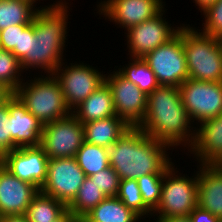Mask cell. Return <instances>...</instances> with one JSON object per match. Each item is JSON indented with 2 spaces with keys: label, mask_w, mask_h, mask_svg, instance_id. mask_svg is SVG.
<instances>
[{
  "label": "cell",
  "mask_w": 222,
  "mask_h": 222,
  "mask_svg": "<svg viewBox=\"0 0 222 222\" xmlns=\"http://www.w3.org/2000/svg\"><path fill=\"white\" fill-rule=\"evenodd\" d=\"M172 151L190 148L195 137V126L181 101L178 87L159 85L147 95L145 118L138 126Z\"/></svg>",
  "instance_id": "6da1fadb"
},
{
  "label": "cell",
  "mask_w": 222,
  "mask_h": 222,
  "mask_svg": "<svg viewBox=\"0 0 222 222\" xmlns=\"http://www.w3.org/2000/svg\"><path fill=\"white\" fill-rule=\"evenodd\" d=\"M106 150L110 166L120 180L138 179L147 174H165L175 161L170 157L172 149L168 145L158 142L138 127H131Z\"/></svg>",
  "instance_id": "7a4b0ae2"
},
{
  "label": "cell",
  "mask_w": 222,
  "mask_h": 222,
  "mask_svg": "<svg viewBox=\"0 0 222 222\" xmlns=\"http://www.w3.org/2000/svg\"><path fill=\"white\" fill-rule=\"evenodd\" d=\"M68 1L57 0L52 6L36 11L31 22L34 25L31 71H40L41 75L53 74L66 60L63 54L68 46L67 36H70L68 17L72 16L69 15L72 9Z\"/></svg>",
  "instance_id": "3957f363"
},
{
  "label": "cell",
  "mask_w": 222,
  "mask_h": 222,
  "mask_svg": "<svg viewBox=\"0 0 222 222\" xmlns=\"http://www.w3.org/2000/svg\"><path fill=\"white\" fill-rule=\"evenodd\" d=\"M36 76L33 79L27 76L28 79L25 78L13 94L42 125L69 116L71 110L66 105L61 85L54 74L39 73Z\"/></svg>",
  "instance_id": "277c9868"
},
{
  "label": "cell",
  "mask_w": 222,
  "mask_h": 222,
  "mask_svg": "<svg viewBox=\"0 0 222 222\" xmlns=\"http://www.w3.org/2000/svg\"><path fill=\"white\" fill-rule=\"evenodd\" d=\"M183 49L190 79L222 82V39L183 24Z\"/></svg>",
  "instance_id": "5b68a950"
},
{
  "label": "cell",
  "mask_w": 222,
  "mask_h": 222,
  "mask_svg": "<svg viewBox=\"0 0 222 222\" xmlns=\"http://www.w3.org/2000/svg\"><path fill=\"white\" fill-rule=\"evenodd\" d=\"M175 165L165 171L160 201L152 218L188 216L198 205V166L189 177Z\"/></svg>",
  "instance_id": "8992f818"
},
{
  "label": "cell",
  "mask_w": 222,
  "mask_h": 222,
  "mask_svg": "<svg viewBox=\"0 0 222 222\" xmlns=\"http://www.w3.org/2000/svg\"><path fill=\"white\" fill-rule=\"evenodd\" d=\"M65 61L53 74L61 85L67 107L72 111L105 82L106 71L103 73L85 61Z\"/></svg>",
  "instance_id": "52a82bcc"
},
{
  "label": "cell",
  "mask_w": 222,
  "mask_h": 222,
  "mask_svg": "<svg viewBox=\"0 0 222 222\" xmlns=\"http://www.w3.org/2000/svg\"><path fill=\"white\" fill-rule=\"evenodd\" d=\"M160 85L179 87L189 78L183 49V23L169 42L143 57Z\"/></svg>",
  "instance_id": "ba28073f"
},
{
  "label": "cell",
  "mask_w": 222,
  "mask_h": 222,
  "mask_svg": "<svg viewBox=\"0 0 222 222\" xmlns=\"http://www.w3.org/2000/svg\"><path fill=\"white\" fill-rule=\"evenodd\" d=\"M178 89L183 106L195 127L222 114V82L188 78Z\"/></svg>",
  "instance_id": "9c48e42d"
},
{
  "label": "cell",
  "mask_w": 222,
  "mask_h": 222,
  "mask_svg": "<svg viewBox=\"0 0 222 222\" xmlns=\"http://www.w3.org/2000/svg\"><path fill=\"white\" fill-rule=\"evenodd\" d=\"M166 10L164 7L156 16L124 31L128 58H143L178 34L181 24L178 26L166 21Z\"/></svg>",
  "instance_id": "30bf717a"
},
{
  "label": "cell",
  "mask_w": 222,
  "mask_h": 222,
  "mask_svg": "<svg viewBox=\"0 0 222 222\" xmlns=\"http://www.w3.org/2000/svg\"><path fill=\"white\" fill-rule=\"evenodd\" d=\"M83 142V124L72 113L43 125L40 146L49 159L75 157Z\"/></svg>",
  "instance_id": "8fae6325"
},
{
  "label": "cell",
  "mask_w": 222,
  "mask_h": 222,
  "mask_svg": "<svg viewBox=\"0 0 222 222\" xmlns=\"http://www.w3.org/2000/svg\"><path fill=\"white\" fill-rule=\"evenodd\" d=\"M85 178L75 157L49 159L46 180L40 191L68 206Z\"/></svg>",
  "instance_id": "7c38bea8"
},
{
  "label": "cell",
  "mask_w": 222,
  "mask_h": 222,
  "mask_svg": "<svg viewBox=\"0 0 222 222\" xmlns=\"http://www.w3.org/2000/svg\"><path fill=\"white\" fill-rule=\"evenodd\" d=\"M105 82L112 92L116 115L130 127H138L145 118L147 95L115 68L106 72Z\"/></svg>",
  "instance_id": "4fadbf2b"
},
{
  "label": "cell",
  "mask_w": 222,
  "mask_h": 222,
  "mask_svg": "<svg viewBox=\"0 0 222 222\" xmlns=\"http://www.w3.org/2000/svg\"><path fill=\"white\" fill-rule=\"evenodd\" d=\"M165 6V0H101L94 10L100 19L102 16L127 31L156 16Z\"/></svg>",
  "instance_id": "5bb4252c"
},
{
  "label": "cell",
  "mask_w": 222,
  "mask_h": 222,
  "mask_svg": "<svg viewBox=\"0 0 222 222\" xmlns=\"http://www.w3.org/2000/svg\"><path fill=\"white\" fill-rule=\"evenodd\" d=\"M49 158L41 146L19 147L4 154L0 163L22 181L39 191L47 176Z\"/></svg>",
  "instance_id": "9a60e30c"
},
{
  "label": "cell",
  "mask_w": 222,
  "mask_h": 222,
  "mask_svg": "<svg viewBox=\"0 0 222 222\" xmlns=\"http://www.w3.org/2000/svg\"><path fill=\"white\" fill-rule=\"evenodd\" d=\"M9 111L8 127L11 134V151L19 147L40 146L43 125L12 94L6 100Z\"/></svg>",
  "instance_id": "2e32d148"
},
{
  "label": "cell",
  "mask_w": 222,
  "mask_h": 222,
  "mask_svg": "<svg viewBox=\"0 0 222 222\" xmlns=\"http://www.w3.org/2000/svg\"><path fill=\"white\" fill-rule=\"evenodd\" d=\"M39 190L13 175L0 163V217L24 215Z\"/></svg>",
  "instance_id": "e0dca14e"
},
{
  "label": "cell",
  "mask_w": 222,
  "mask_h": 222,
  "mask_svg": "<svg viewBox=\"0 0 222 222\" xmlns=\"http://www.w3.org/2000/svg\"><path fill=\"white\" fill-rule=\"evenodd\" d=\"M189 156L197 164H219L222 162V114L207 119L195 127V137L188 149Z\"/></svg>",
  "instance_id": "ac0fdd59"
},
{
  "label": "cell",
  "mask_w": 222,
  "mask_h": 222,
  "mask_svg": "<svg viewBox=\"0 0 222 222\" xmlns=\"http://www.w3.org/2000/svg\"><path fill=\"white\" fill-rule=\"evenodd\" d=\"M198 165V206L222 218V167L219 164Z\"/></svg>",
  "instance_id": "d6986e66"
},
{
  "label": "cell",
  "mask_w": 222,
  "mask_h": 222,
  "mask_svg": "<svg viewBox=\"0 0 222 222\" xmlns=\"http://www.w3.org/2000/svg\"><path fill=\"white\" fill-rule=\"evenodd\" d=\"M71 113L81 124L116 116L112 92L106 82L75 107Z\"/></svg>",
  "instance_id": "ffe728a7"
},
{
  "label": "cell",
  "mask_w": 222,
  "mask_h": 222,
  "mask_svg": "<svg viewBox=\"0 0 222 222\" xmlns=\"http://www.w3.org/2000/svg\"><path fill=\"white\" fill-rule=\"evenodd\" d=\"M131 127L120 117L111 116L83 124L84 141L107 148Z\"/></svg>",
  "instance_id": "44dd1931"
},
{
  "label": "cell",
  "mask_w": 222,
  "mask_h": 222,
  "mask_svg": "<svg viewBox=\"0 0 222 222\" xmlns=\"http://www.w3.org/2000/svg\"><path fill=\"white\" fill-rule=\"evenodd\" d=\"M84 218L89 222H144V219L126 207L118 197H106Z\"/></svg>",
  "instance_id": "7402d4cb"
},
{
  "label": "cell",
  "mask_w": 222,
  "mask_h": 222,
  "mask_svg": "<svg viewBox=\"0 0 222 222\" xmlns=\"http://www.w3.org/2000/svg\"><path fill=\"white\" fill-rule=\"evenodd\" d=\"M67 210L65 204L39 191L24 215L28 222H54Z\"/></svg>",
  "instance_id": "603a6c76"
},
{
  "label": "cell",
  "mask_w": 222,
  "mask_h": 222,
  "mask_svg": "<svg viewBox=\"0 0 222 222\" xmlns=\"http://www.w3.org/2000/svg\"><path fill=\"white\" fill-rule=\"evenodd\" d=\"M38 9L25 0H0V30L13 25H29Z\"/></svg>",
  "instance_id": "cb8c5ba5"
},
{
  "label": "cell",
  "mask_w": 222,
  "mask_h": 222,
  "mask_svg": "<svg viewBox=\"0 0 222 222\" xmlns=\"http://www.w3.org/2000/svg\"><path fill=\"white\" fill-rule=\"evenodd\" d=\"M130 59L127 65H122L116 70L127 80L131 81L146 95L150 94L160 84L158 83L153 71L143 60V58H128ZM118 68V69H117Z\"/></svg>",
  "instance_id": "d4e9b609"
},
{
  "label": "cell",
  "mask_w": 222,
  "mask_h": 222,
  "mask_svg": "<svg viewBox=\"0 0 222 222\" xmlns=\"http://www.w3.org/2000/svg\"><path fill=\"white\" fill-rule=\"evenodd\" d=\"M106 197L94 181L86 177L67 209L76 217H84Z\"/></svg>",
  "instance_id": "484cf974"
},
{
  "label": "cell",
  "mask_w": 222,
  "mask_h": 222,
  "mask_svg": "<svg viewBox=\"0 0 222 222\" xmlns=\"http://www.w3.org/2000/svg\"><path fill=\"white\" fill-rule=\"evenodd\" d=\"M75 158L86 177L110 167L106 148L86 141L83 142L81 148L77 151Z\"/></svg>",
  "instance_id": "4316f807"
},
{
  "label": "cell",
  "mask_w": 222,
  "mask_h": 222,
  "mask_svg": "<svg viewBox=\"0 0 222 222\" xmlns=\"http://www.w3.org/2000/svg\"><path fill=\"white\" fill-rule=\"evenodd\" d=\"M117 197L142 219L148 218L150 220L152 217V210L143 202L137 179L120 180Z\"/></svg>",
  "instance_id": "83f0119b"
},
{
  "label": "cell",
  "mask_w": 222,
  "mask_h": 222,
  "mask_svg": "<svg viewBox=\"0 0 222 222\" xmlns=\"http://www.w3.org/2000/svg\"><path fill=\"white\" fill-rule=\"evenodd\" d=\"M22 74L25 75L12 52L0 49V83L13 93L26 78Z\"/></svg>",
  "instance_id": "f1b7e54d"
},
{
  "label": "cell",
  "mask_w": 222,
  "mask_h": 222,
  "mask_svg": "<svg viewBox=\"0 0 222 222\" xmlns=\"http://www.w3.org/2000/svg\"><path fill=\"white\" fill-rule=\"evenodd\" d=\"M164 174H147L137 179L143 202L153 211L161 197Z\"/></svg>",
  "instance_id": "f546056e"
},
{
  "label": "cell",
  "mask_w": 222,
  "mask_h": 222,
  "mask_svg": "<svg viewBox=\"0 0 222 222\" xmlns=\"http://www.w3.org/2000/svg\"><path fill=\"white\" fill-rule=\"evenodd\" d=\"M34 25L30 23L24 30H19L18 47H15L12 54L19 60L25 72L31 70V56L33 47ZM30 69V70H29Z\"/></svg>",
  "instance_id": "4dcf8cb0"
},
{
  "label": "cell",
  "mask_w": 222,
  "mask_h": 222,
  "mask_svg": "<svg viewBox=\"0 0 222 222\" xmlns=\"http://www.w3.org/2000/svg\"><path fill=\"white\" fill-rule=\"evenodd\" d=\"M201 13L203 15V27L199 30L205 34L222 39V0L216 1Z\"/></svg>",
  "instance_id": "1f68e13d"
},
{
  "label": "cell",
  "mask_w": 222,
  "mask_h": 222,
  "mask_svg": "<svg viewBox=\"0 0 222 222\" xmlns=\"http://www.w3.org/2000/svg\"><path fill=\"white\" fill-rule=\"evenodd\" d=\"M89 178L91 179V181H94L98 188L107 197H117L120 185V178L111 166L89 176Z\"/></svg>",
  "instance_id": "d6a6232c"
},
{
  "label": "cell",
  "mask_w": 222,
  "mask_h": 222,
  "mask_svg": "<svg viewBox=\"0 0 222 222\" xmlns=\"http://www.w3.org/2000/svg\"><path fill=\"white\" fill-rule=\"evenodd\" d=\"M9 111L6 101L0 106V158L11 151V134L8 127Z\"/></svg>",
  "instance_id": "836d02e7"
},
{
  "label": "cell",
  "mask_w": 222,
  "mask_h": 222,
  "mask_svg": "<svg viewBox=\"0 0 222 222\" xmlns=\"http://www.w3.org/2000/svg\"><path fill=\"white\" fill-rule=\"evenodd\" d=\"M28 25H13L0 30L1 48L7 51H13L18 47L19 30H24Z\"/></svg>",
  "instance_id": "e575fe53"
},
{
  "label": "cell",
  "mask_w": 222,
  "mask_h": 222,
  "mask_svg": "<svg viewBox=\"0 0 222 222\" xmlns=\"http://www.w3.org/2000/svg\"><path fill=\"white\" fill-rule=\"evenodd\" d=\"M191 222H220V218L211 214L209 211L200 208L198 205L188 215Z\"/></svg>",
  "instance_id": "d590c367"
},
{
  "label": "cell",
  "mask_w": 222,
  "mask_h": 222,
  "mask_svg": "<svg viewBox=\"0 0 222 222\" xmlns=\"http://www.w3.org/2000/svg\"><path fill=\"white\" fill-rule=\"evenodd\" d=\"M153 221L154 222H191L189 216L154 218Z\"/></svg>",
  "instance_id": "8d00e7d4"
},
{
  "label": "cell",
  "mask_w": 222,
  "mask_h": 222,
  "mask_svg": "<svg viewBox=\"0 0 222 222\" xmlns=\"http://www.w3.org/2000/svg\"><path fill=\"white\" fill-rule=\"evenodd\" d=\"M0 222H28L25 215H7L0 217Z\"/></svg>",
  "instance_id": "74e56055"
},
{
  "label": "cell",
  "mask_w": 222,
  "mask_h": 222,
  "mask_svg": "<svg viewBox=\"0 0 222 222\" xmlns=\"http://www.w3.org/2000/svg\"><path fill=\"white\" fill-rule=\"evenodd\" d=\"M218 0H193V3H195V7L197 6L198 10H200V13L204 11L206 8L214 4Z\"/></svg>",
  "instance_id": "f35d334b"
},
{
  "label": "cell",
  "mask_w": 222,
  "mask_h": 222,
  "mask_svg": "<svg viewBox=\"0 0 222 222\" xmlns=\"http://www.w3.org/2000/svg\"><path fill=\"white\" fill-rule=\"evenodd\" d=\"M12 94L9 89L0 83V106L3 105Z\"/></svg>",
  "instance_id": "ab89813d"
},
{
  "label": "cell",
  "mask_w": 222,
  "mask_h": 222,
  "mask_svg": "<svg viewBox=\"0 0 222 222\" xmlns=\"http://www.w3.org/2000/svg\"><path fill=\"white\" fill-rule=\"evenodd\" d=\"M76 216H74L69 210H67L60 218L54 222H73Z\"/></svg>",
  "instance_id": "60d3db41"
},
{
  "label": "cell",
  "mask_w": 222,
  "mask_h": 222,
  "mask_svg": "<svg viewBox=\"0 0 222 222\" xmlns=\"http://www.w3.org/2000/svg\"><path fill=\"white\" fill-rule=\"evenodd\" d=\"M25 1H28V2H31L32 4H34L37 8L39 9H43V8H47V7H50L52 6L53 4H48V5H40L38 7V5L41 3L40 1H45V0H25ZM38 4V5H37ZM44 6V7H43Z\"/></svg>",
  "instance_id": "b9f144b4"
},
{
  "label": "cell",
  "mask_w": 222,
  "mask_h": 222,
  "mask_svg": "<svg viewBox=\"0 0 222 222\" xmlns=\"http://www.w3.org/2000/svg\"><path fill=\"white\" fill-rule=\"evenodd\" d=\"M73 222H89V221L84 217H76Z\"/></svg>",
  "instance_id": "7bdbcfd3"
}]
</instances>
